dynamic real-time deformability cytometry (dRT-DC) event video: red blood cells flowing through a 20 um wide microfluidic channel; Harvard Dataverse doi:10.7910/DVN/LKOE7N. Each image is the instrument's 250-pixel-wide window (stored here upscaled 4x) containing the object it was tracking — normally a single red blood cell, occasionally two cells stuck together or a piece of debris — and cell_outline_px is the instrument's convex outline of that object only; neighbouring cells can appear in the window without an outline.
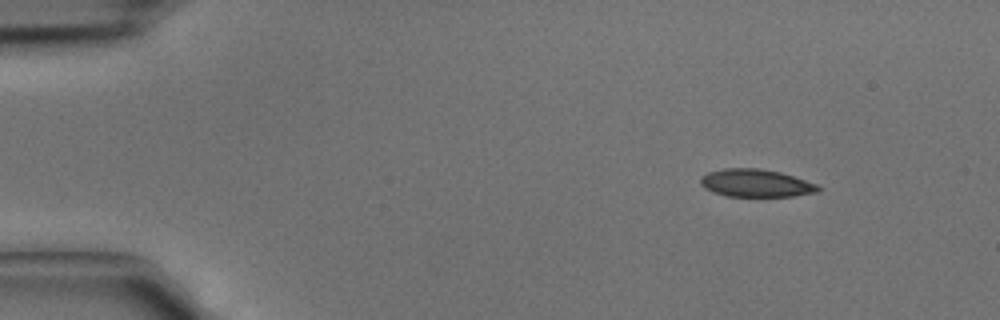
{"species": "common noctule bat (a hibernating species)", "species_latin": "Nyctalus noctula", "temperature_condition": "cold", "stored_images_in_passage": 8, "camera_frame_rate_fps": 3000, "um_per_image_px": 0.085, "animal": {"sex": "male", "body_mass_g": 15.6}, "frame": {"image": 1, "passage_image": 1, "time_ms": 0.0, "image_size_px": [1000, 320], "cell_outline_px": [[820, 192], [792, 196], [728, 196], [712, 192], [704, 188], [700, 184], [700, 176], [708, 172], [724, 168], [760, 168], [780, 172], [816, 184], [820, 188]], "centroid_in_image_um": [64.21, 15.56], "position_along_channel_um": 20.8, "area_um2": 19.02}}